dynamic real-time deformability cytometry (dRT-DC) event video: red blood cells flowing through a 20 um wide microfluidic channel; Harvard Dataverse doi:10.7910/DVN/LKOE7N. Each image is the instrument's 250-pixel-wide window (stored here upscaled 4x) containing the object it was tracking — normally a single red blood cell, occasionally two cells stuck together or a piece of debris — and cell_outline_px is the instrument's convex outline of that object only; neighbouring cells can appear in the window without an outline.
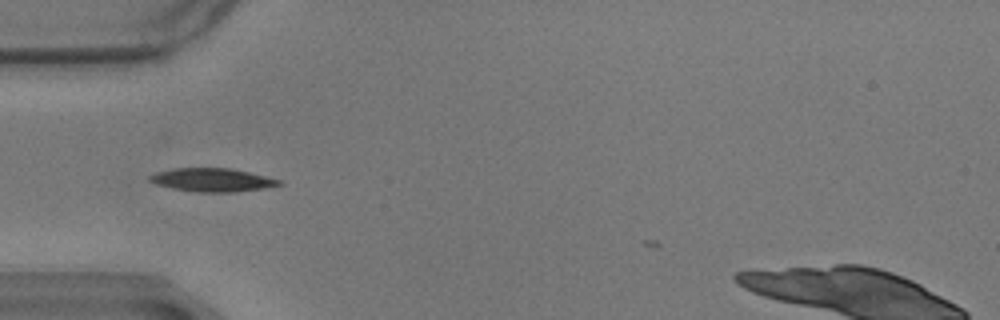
{"species": "common noctule bat (a hibernating species)", "species_latin": "Nyctalus noctula", "temperature_condition": "warm", "stored_images_in_passage": 22, "camera_frame_rate_fps": 3000, "um_per_image_px": 0.085, "animal": {"sex": "male", "body_mass_g": 17.9}, "frame": {"image": 1, "passage_image": 1, "time_ms": 0.0, "image_size_px": [1000, 320], "cell_outline_px": [[284, 184], [264, 188], [232, 192], [200, 192], [172, 188], [156, 184], [148, 180], [148, 176], [156, 172], [172, 168], [232, 168], [280, 180]], "centroid_in_image_um": [18.01, 15.29], "position_along_channel_um": 67.0, "area_um2": 17.51}}
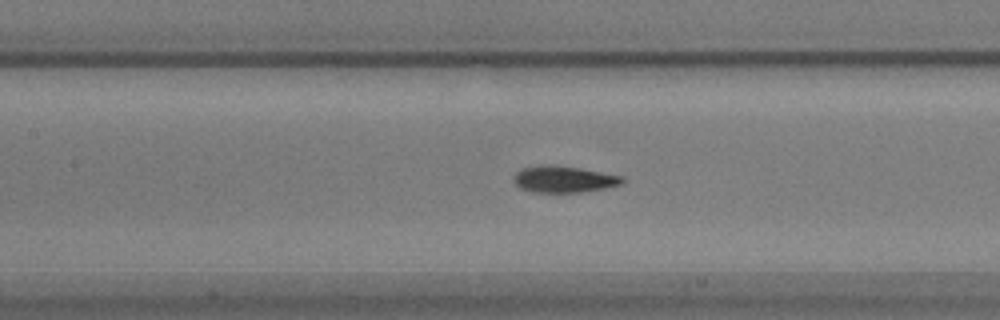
{"frame": {"image": 2, "passage_image": 9, "time_ms": 2.667, "image_size_px": [1000, 320], "cell_outline_px": [[624, 184], [604, 188], [580, 192], [532, 192], [520, 188], [512, 180], [512, 176], [520, 168], [544, 164], [580, 168], [624, 176]], "centroid_in_image_um": [47.9, 15.23], "position_along_channel_um": 159.5, "area_um2": 16.94}}
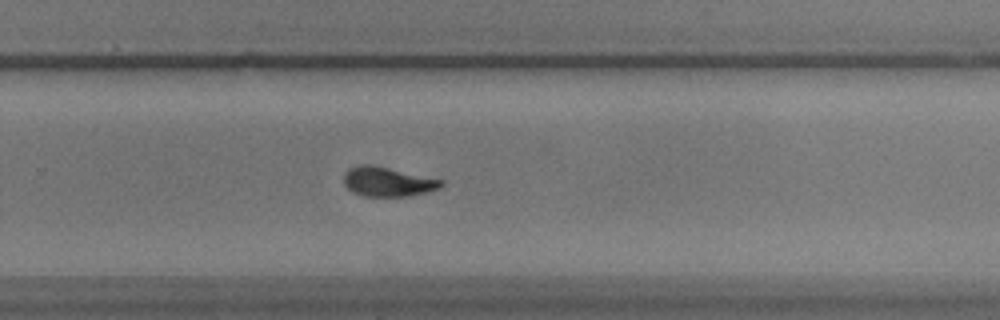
{"frame": {"image": 3, "passage_image": 21, "time_ms": 6.667, "image_size_px": [1000, 320], "cell_outline_px": [[444, 184], [440, 188], [408, 196], [364, 196], [352, 192], [344, 184], [344, 172], [348, 168], [360, 164], [368, 164], [388, 168], [444, 180]], "centroid_in_image_um": [32.92, 15.44], "position_along_channel_um": 296.9, "area_um2": 16.59}}